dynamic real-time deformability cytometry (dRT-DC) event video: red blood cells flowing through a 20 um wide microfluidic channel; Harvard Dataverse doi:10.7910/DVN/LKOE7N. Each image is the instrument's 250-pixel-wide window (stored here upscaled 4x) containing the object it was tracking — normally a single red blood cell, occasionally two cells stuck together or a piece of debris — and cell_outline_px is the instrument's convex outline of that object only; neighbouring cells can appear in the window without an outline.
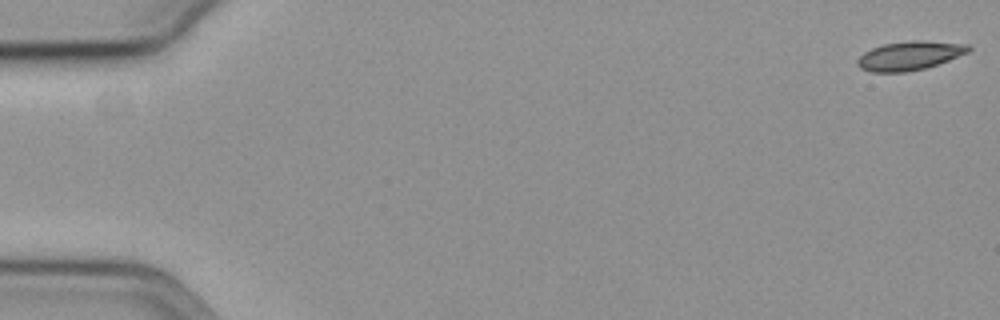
{"species": "common noctule bat (a hibernating species)", "species_latin": "Nyctalus noctula", "temperature_condition": "cold", "stored_images_in_passage": 16, "camera_frame_rate_fps": 3000, "um_per_image_px": 0.085, "animal": {"sex": "female", "body_mass_g": 19.3, "forearm_length_mm": 54.1}, "frame": {"image": 1, "passage_image": 1, "time_ms": 0.0, "image_size_px": [1000, 320], "cell_outline_px": [[972, 48], [968, 52], [948, 60], [924, 68], [904, 72], [872, 72], [860, 68], [856, 64], [856, 60], [864, 52], [872, 48], [884, 44], [912, 40], [924, 40], [968, 44]], "centroid_in_image_um": [77.3, 4.72], "position_along_channel_um": 7.7, "area_um2": 18.61}}
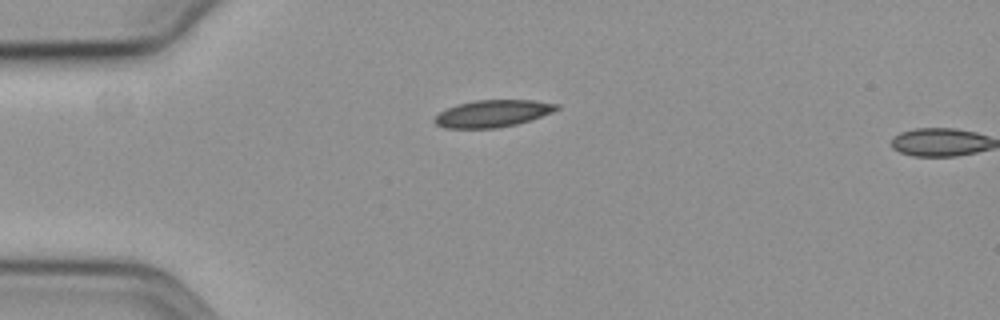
{"frame": {"image": 2, "passage_image": 15, "time_ms": 4.667, "image_size_px": [1000, 320], "cell_outline_px": [[560, 108], [552, 112], [516, 124], [496, 128], [444, 128], [436, 124], [432, 120], [440, 112], [456, 104], [476, 100], [532, 100], [560, 104]], "centroid_in_image_um": [41.86, 9.64], "position_along_channel_um": 43.1, "area_um2": 19.13}}